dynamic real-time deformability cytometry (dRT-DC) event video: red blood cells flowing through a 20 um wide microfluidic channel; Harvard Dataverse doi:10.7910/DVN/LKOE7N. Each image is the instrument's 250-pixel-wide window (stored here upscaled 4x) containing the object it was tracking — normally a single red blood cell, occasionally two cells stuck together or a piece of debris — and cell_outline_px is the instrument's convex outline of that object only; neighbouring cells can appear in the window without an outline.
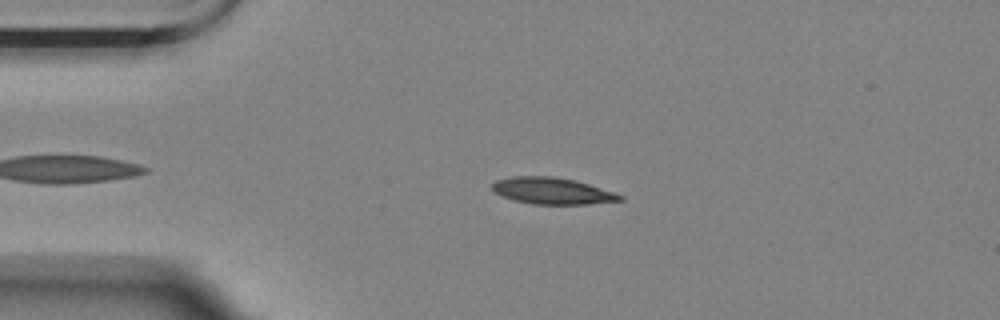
{"species": "Egyptian fruit bat (a non-hibernating species)", "species_latin": "Rousettus aegyptiacus", "temperature_condition": "room temperature", "stored_images_in_passage": 46, "camera_frame_rate_fps": 3000, "um_per_image_px": 0.085, "animal": {"sex": "female"}, "frame": {"image": 1, "passage_image": 7, "time_ms": 2.0, "image_size_px": [1000, 320], "cell_outline_px": [[624, 200], [588, 204], [532, 204], [516, 200], [492, 192], [492, 184], [496, 180], [512, 176], [552, 176], [576, 180], [616, 192], [624, 196]], "centroid_in_image_um": [46.97, 16.22], "position_along_channel_um": 38.0, "area_um2": 19.88}}
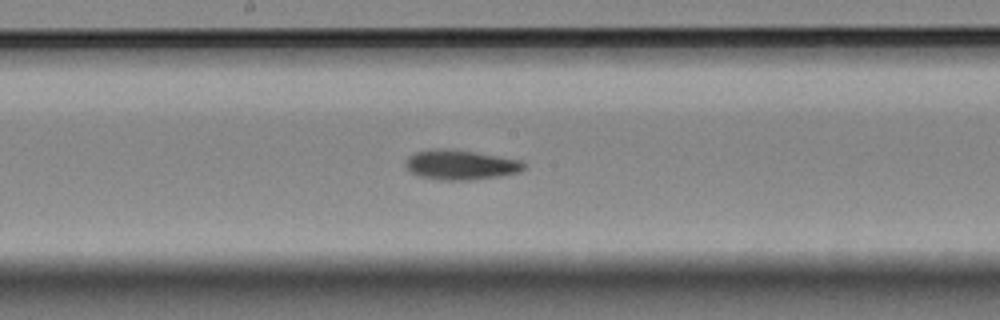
{"frame": {"image": 2, "passage_image": 24, "time_ms": 7.667, "image_size_px": [1000, 320], "cell_outline_px": [[524, 168], [516, 172], [500, 176], [468, 180], [444, 180], [420, 176], [412, 172], [404, 164], [408, 156], [416, 152], [432, 148], [452, 148], [524, 160]], "centroid_in_image_um": [39.15, 13.98], "position_along_channel_um": 209.1, "area_um2": 20.58}}
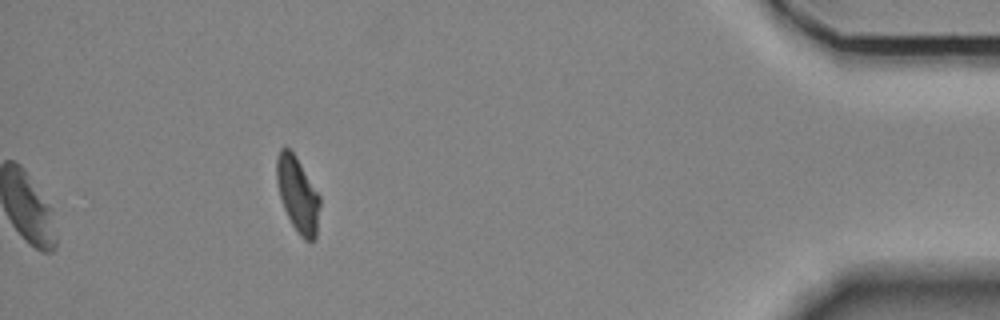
{"frame": {"image": 3, "passage_image": 46, "time_ms": 15.0, "image_size_px": [1000, 320], "cell_outline_px": [[320, 204], [316, 240], [304, 240], [300, 236], [292, 224], [284, 208], [280, 196], [276, 180], [276, 156], [280, 148], [284, 144], [296, 156], [320, 196]], "centroid_in_image_um": [25.3, 16.51], "position_along_channel_um": 409.9, "area_um2": 19.02}, "authors_computed_cell_mechanics": {"area_um2": 20.0566, "velocity_mm_per_s": 3.5002, "shape_relaxation_time_tau1_ms": 5.2067, "shape_relaxation_time_tau2_ms": 5.2217, "deformation_change_tau1": 0.1582, "deformation_change_tau2": 0.0874}}